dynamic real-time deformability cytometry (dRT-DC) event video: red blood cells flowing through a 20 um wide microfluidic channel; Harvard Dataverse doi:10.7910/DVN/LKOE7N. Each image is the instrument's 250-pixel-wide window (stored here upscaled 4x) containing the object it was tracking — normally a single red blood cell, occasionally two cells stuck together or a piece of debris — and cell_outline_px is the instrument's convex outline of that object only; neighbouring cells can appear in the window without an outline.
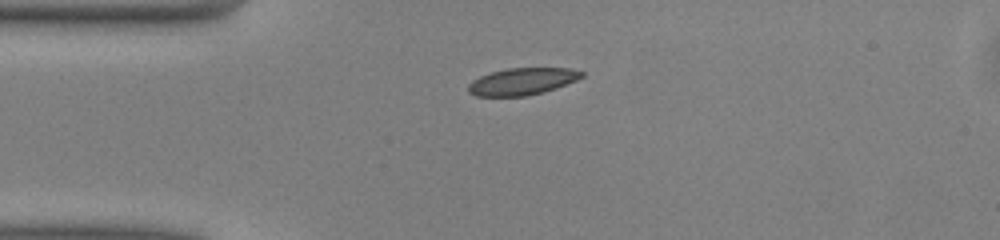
{"species": "common noctule bat (a hibernating species)", "species_latin": "Nyctalus noctula", "temperature_condition": "warm", "stored_images_in_passage": 39, "camera_frame_rate_fps": 3000, "um_per_image_px": 0.085, "animal": {"sex": "male", "body_mass_g": 13.0, "forearm_length_mm": 53.1}, "frame": {"image": 1, "passage_image": 1, "time_ms": 0.0, "image_size_px": [1000, 240], "cell_outline_px": [[584, 76], [576, 80], [556, 88], [544, 92], [528, 96], [476, 96], [468, 92], [468, 84], [472, 80], [480, 76], [492, 72], [508, 68], [568, 68], [584, 72]], "centroid_in_image_um": [44.38, 6.93], "position_along_channel_um": 40.6, "area_um2": 17.86}}
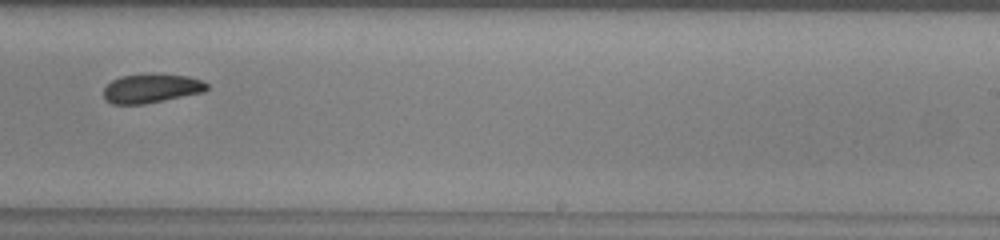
{"frame": {"image": 2, "passage_image": 20, "time_ms": 6.333, "image_size_px": [1000, 240], "cell_outline_px": [[208, 88], [204, 92], [144, 104], [112, 104], [104, 100], [104, 88], [112, 80], [120, 76], [188, 76], [200, 80], [208, 84]], "centroid_in_image_um": [12.84, 7.56], "position_along_channel_um": 276.2, "area_um2": 16.82}}
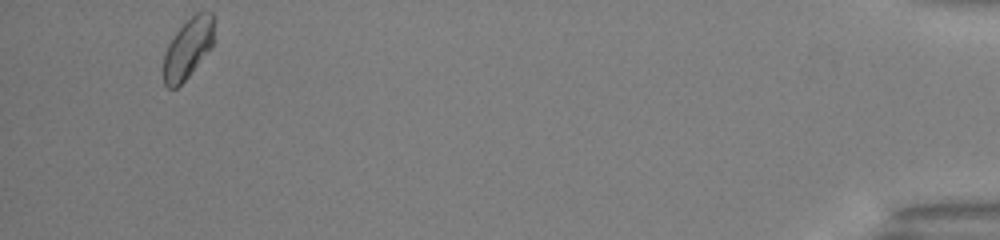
{"frame": {"image": 3, "passage_image": 37, "time_ms": 12.0, "image_size_px": [1000, 240], "cell_outline_px": [[212, 48], [188, 76], [176, 88], [168, 88], [164, 84], [164, 56], [168, 44], [176, 32], [196, 12], [212, 12]], "centroid_in_image_um": [15.96, 4.13], "position_along_channel_um": 419.2, "area_um2": 17.22}, "authors_computed_cell_mechanics": {"area_um2": 18.1492, "velocity_mm_per_s": 4.0465, "shape_relaxation_time_tau1_ms": 2.2799, "shape_relaxation_time_tau2_ms": null, "deformation_change_tau1": 0.0742, "deformation_change_tau2": null}}